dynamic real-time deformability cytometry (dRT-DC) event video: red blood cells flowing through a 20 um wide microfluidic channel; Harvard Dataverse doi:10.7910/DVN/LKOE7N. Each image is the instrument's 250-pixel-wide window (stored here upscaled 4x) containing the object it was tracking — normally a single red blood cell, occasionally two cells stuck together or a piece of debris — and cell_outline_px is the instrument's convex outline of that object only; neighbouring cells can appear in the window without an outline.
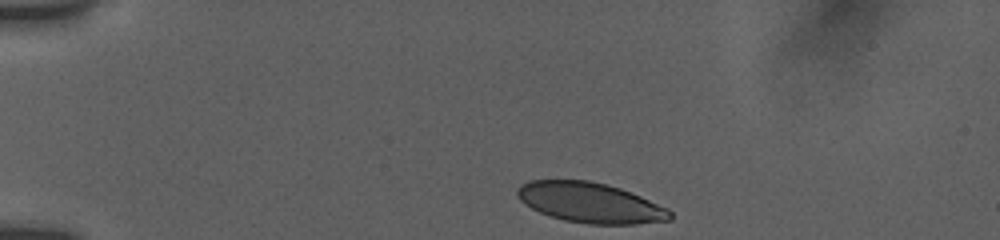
{"species": "human", "species_latin": "Homo sapiens", "temperature_condition": "room temperature", "stored_images_in_passage": 43, "camera_frame_rate_fps": 3000, "um_per_image_px": 0.085, "donor": {"sex": "female"}, "frame": {"image": 1, "passage_image": 1, "time_ms": 0.0, "image_size_px": [1000, 240], "cell_outline_px": [[672, 220], [636, 224], [588, 224], [564, 220], [540, 212], [524, 204], [516, 196], [516, 188], [520, 184], [528, 180], [588, 180], [608, 184], [620, 188], [640, 196], [668, 208], [672, 212]], "centroid_in_image_um": [50.16, 17.22], "position_along_channel_um": 34.8, "area_um2": 35.95}}
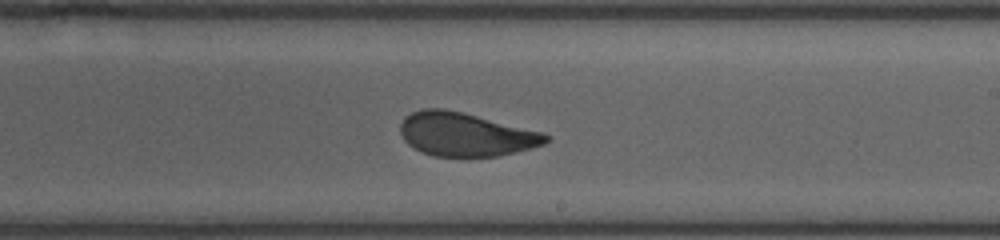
{"frame": {"image": 2, "passage_image": 23, "time_ms": 7.333, "image_size_px": [1000, 240], "cell_outline_px": [[548, 140], [544, 144], [496, 156], [432, 156], [420, 152], [408, 144], [404, 140], [400, 132], [400, 124], [404, 116], [412, 112], [424, 108], [444, 108], [544, 132], [548, 136]], "centroid_in_image_um": [39.51, 11.41], "position_along_channel_um": 249.5, "area_um2": 36.7}}
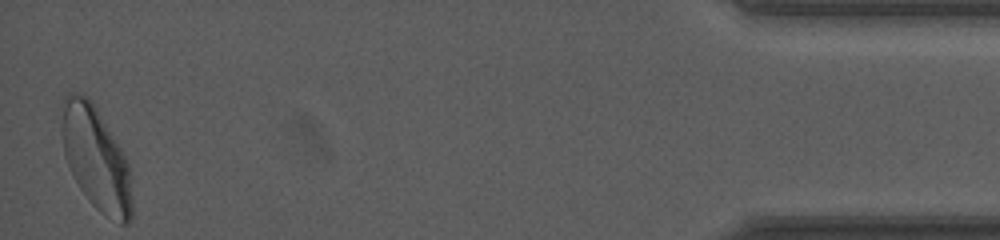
{"frame": {"image": 3, "passage_image": 43, "time_ms": 14.0, "image_size_px": [1000, 240], "cell_outline_px": [[132, 216], [128, 224], [120, 224], [104, 216], [92, 204], [80, 188], [64, 156], [60, 124], [64, 96], [68, 92], [80, 92], [88, 96], [92, 100], [120, 148], [128, 164], [132, 200]], "centroid_in_image_um": [8.14, 13.45], "position_along_channel_um": 427.1, "area_um2": 42.37}, "authors_computed_cell_mechanics": {"area_um2": 37.8012, "velocity_mm_per_s": 3.8255, "shape_relaxation_time_tau1_ms": 4.3929, "shape_relaxation_time_tau2_ms": 0.7911, "deformation_change_tau1": 0.1516, "deformation_change_tau2": 0.0667}}